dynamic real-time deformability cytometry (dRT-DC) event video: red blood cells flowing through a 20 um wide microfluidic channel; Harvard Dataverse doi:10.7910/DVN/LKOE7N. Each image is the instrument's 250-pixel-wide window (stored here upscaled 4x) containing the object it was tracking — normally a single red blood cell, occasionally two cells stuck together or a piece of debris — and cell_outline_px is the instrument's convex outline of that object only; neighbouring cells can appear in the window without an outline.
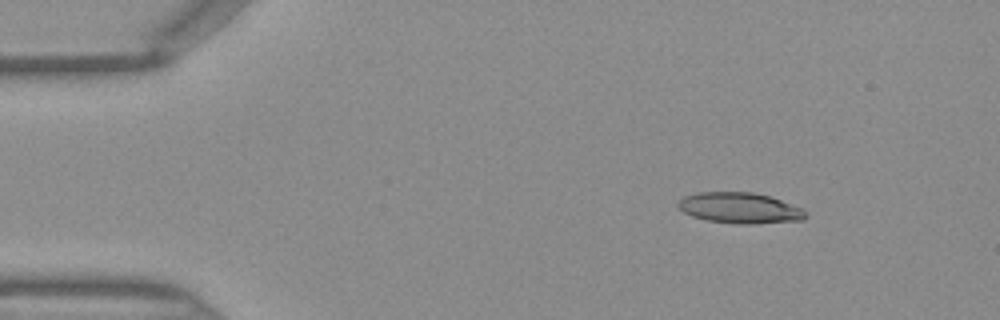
{"species": "Egyptian fruit bat (a non-hibernating species)", "species_latin": "Rousettus aegyptiacus", "temperature_condition": "warm", "stored_images_in_passage": 44, "camera_frame_rate_fps": 3000, "um_per_image_px": 0.085, "frame": {"image": 1, "passage_image": 4, "time_ms": 1.0, "image_size_px": [1000, 320], "cell_outline_px": [[808, 216], [804, 220], [756, 224], [740, 224], [708, 220], [692, 216], [684, 212], [676, 204], [684, 196], [700, 192], [752, 192], [768, 196], [804, 208], [808, 212]], "centroid_in_image_um": [62.94, 17.68], "position_along_channel_um": 22.1, "area_um2": 22.95}}
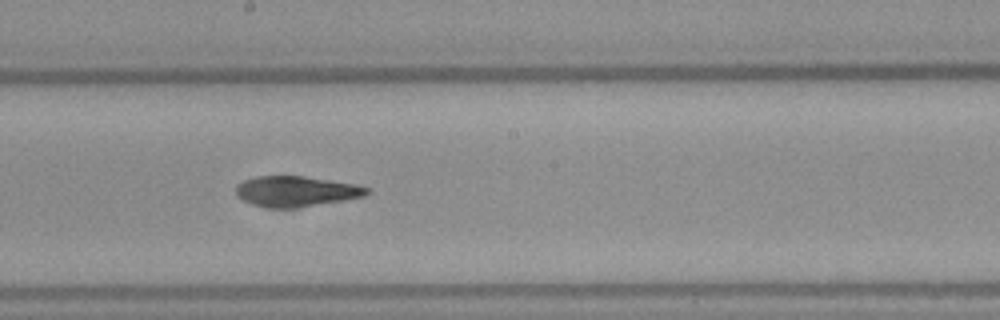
{"frame": {"image": 2, "passage_image": 23, "time_ms": 7.333, "image_size_px": [1000, 320], "cell_outline_px": [[372, 192], [364, 196], [296, 208], [268, 208], [252, 204], [236, 196], [236, 184], [252, 176], [304, 176], [356, 184], [368, 188]], "centroid_in_image_um": [25.13, 16.26], "position_along_channel_um": 223.1, "area_um2": 23.29}}
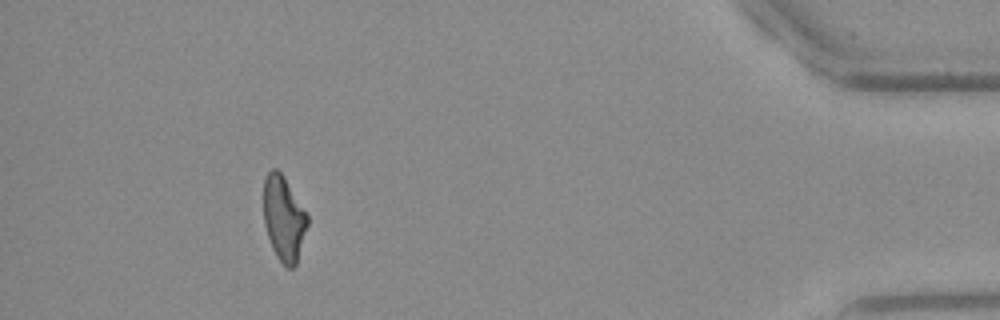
{"frame": {"image": 3, "passage_image": 40, "time_ms": 13.0, "image_size_px": [1000, 320], "cell_outline_px": [[308, 224], [296, 264], [292, 268], [288, 268], [276, 256], [272, 248], [264, 224], [264, 176], [272, 168], [276, 168], [284, 176], [308, 212]], "centroid_in_image_um": [24.13, 18.52], "position_along_channel_um": 411.1, "area_um2": 21.85}}